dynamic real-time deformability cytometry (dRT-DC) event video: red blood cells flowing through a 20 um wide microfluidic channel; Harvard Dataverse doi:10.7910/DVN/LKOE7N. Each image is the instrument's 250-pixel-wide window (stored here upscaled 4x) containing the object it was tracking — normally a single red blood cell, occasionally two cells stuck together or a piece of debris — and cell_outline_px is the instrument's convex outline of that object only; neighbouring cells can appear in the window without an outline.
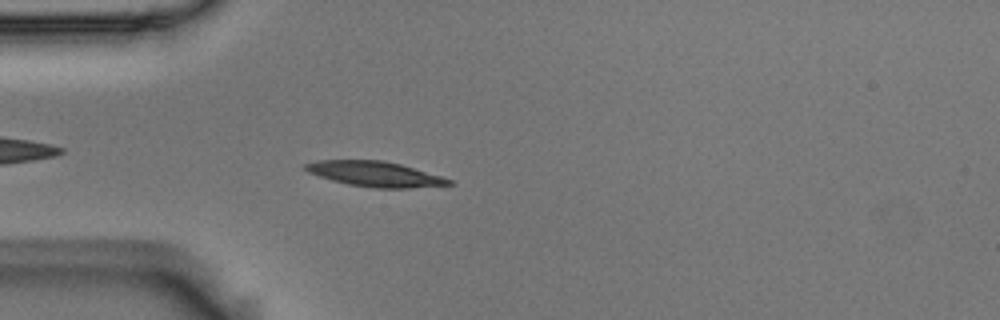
{"species": "Egyptian fruit bat (a non-hibernating species)", "species_latin": "Rousettus aegyptiacus", "temperature_condition": "room temperature", "stored_images_in_passage": 54, "camera_frame_rate_fps": 3000, "um_per_image_px": 0.085, "animal": {"sex": "male"}, "frame": {"image": 1, "passage_image": 15, "time_ms": 4.667, "image_size_px": [1000, 320], "cell_outline_px": [[456, 184], [408, 188], [376, 188], [348, 184], [332, 180], [308, 172], [304, 168], [304, 164], [316, 160], [384, 160], [400, 164], [440, 176], [452, 180]], "centroid_in_image_um": [31.87, 14.79], "position_along_channel_um": 53.1, "area_um2": 20.87}}
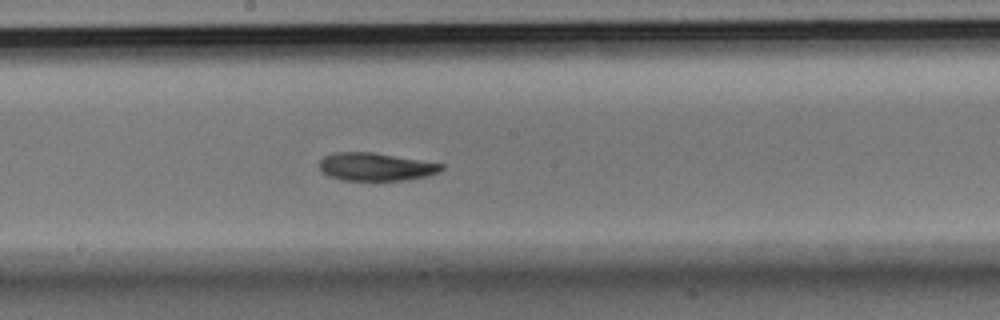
{"frame": {"image": 2, "passage_image": 29, "time_ms": 9.333, "image_size_px": [1000, 320], "cell_outline_px": [[444, 168], [440, 172], [428, 176], [408, 180], [340, 180], [328, 176], [320, 172], [320, 160], [324, 156], [336, 152], [372, 152], [444, 164]], "centroid_in_image_um": [31.93, 14.18], "position_along_channel_um": 216.3, "area_um2": 20.0}}
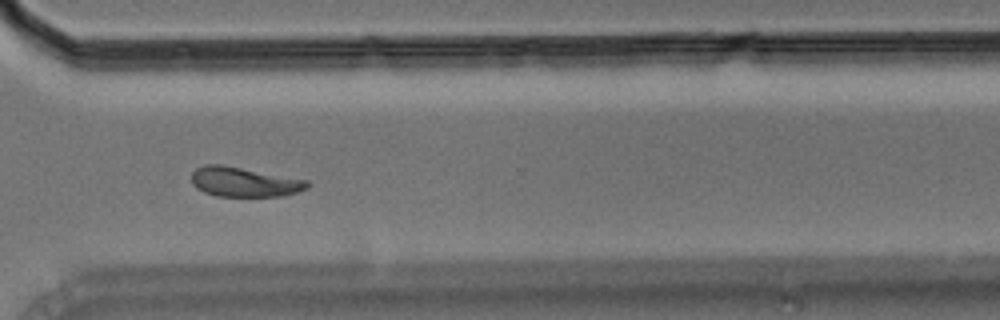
{"frame": {"image": 3, "passage_image": 40, "time_ms": 13.0, "image_size_px": [1000, 320], "cell_outline_px": [[312, 184], [308, 188], [284, 196], [216, 196], [204, 192], [196, 188], [192, 184], [192, 172], [196, 168], [204, 164], [220, 164], [308, 180]], "centroid_in_image_um": [20.75, 15.47], "position_along_channel_um": 349.8, "area_um2": 20.06}, "authors_computed_cell_mechanics": {"area_um2": 20.3456, "velocity_mm_per_s": 3.6466, "shape_relaxation_time_tau1_ms": 4.7454, "shape_relaxation_time_tau2_ms": 9.2732, "deformation_change_tau1": 0.1354, "deformation_change_tau2": 0.1489}}